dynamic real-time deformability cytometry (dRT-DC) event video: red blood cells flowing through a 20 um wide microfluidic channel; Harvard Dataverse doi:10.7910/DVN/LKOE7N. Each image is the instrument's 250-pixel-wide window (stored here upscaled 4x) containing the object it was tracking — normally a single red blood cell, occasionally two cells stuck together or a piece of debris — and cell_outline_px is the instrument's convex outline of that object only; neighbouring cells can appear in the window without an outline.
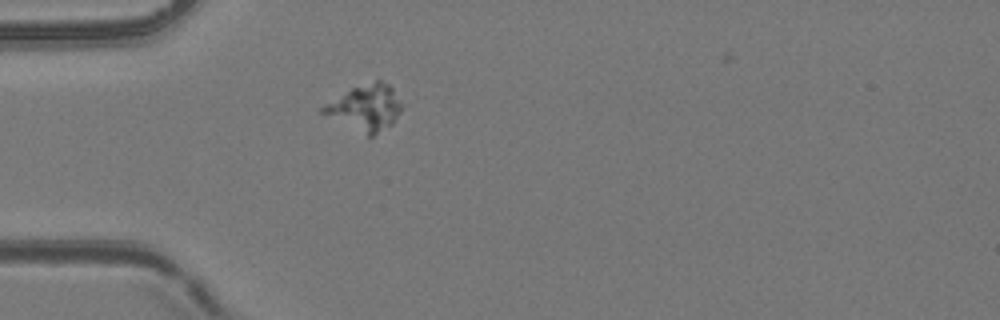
{"species": "common noctule bat (a hibernating species)", "species_latin": "Nyctalus noctula", "temperature_condition": "room temperature", "stored_images_in_passage": 3, "camera_frame_rate_fps": 3000, "um_per_image_px": 0.085, "animal": {"sex": "female", "body_mass_g": 24.6, "forearm_length_mm": 56.2}, "frame": {"image": 1, "passage_image": 3, "time_ms": 3.0, "image_size_px": [1000, 320], "cell_outline_px": [[400, 112], [392, 124], [372, 136], [368, 136], [316, 112], [316, 108], [352, 88], [376, 80], [380, 80], [388, 84], [392, 88], [400, 104]], "centroid_in_image_um": [30.95, 9.17], "position_along_channel_um": 54.0, "area_um2": 20.98}}